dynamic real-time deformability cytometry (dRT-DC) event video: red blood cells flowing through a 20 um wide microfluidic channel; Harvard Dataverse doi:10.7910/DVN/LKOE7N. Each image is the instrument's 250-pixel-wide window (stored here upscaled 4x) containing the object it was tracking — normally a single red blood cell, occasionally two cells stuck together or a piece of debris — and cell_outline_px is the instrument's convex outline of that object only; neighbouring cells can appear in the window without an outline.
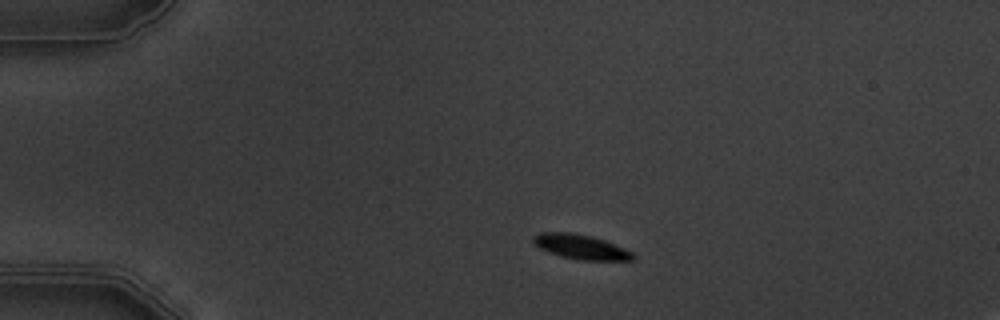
{"species": "common noctule bat (a hibernating species)", "species_latin": "Nyctalus noctula", "temperature_condition": "warm", "stored_images_in_passage": 4, "camera_frame_rate_fps": 3000, "um_per_image_px": 0.085, "animal": {"sex": "male", "body_mass_g": 19.5, "forearm_length_mm": 54.6}, "frame": {"image": 1, "passage_image": 2, "time_ms": 1.333, "image_size_px": [1000, 320], "cell_outline_px": [[636, 260], [576, 260], [560, 256], [548, 252], [540, 248], [532, 240], [532, 236], [540, 232], [572, 232], [592, 236], [604, 240], [624, 248], [632, 252], [636, 256]], "centroid_in_image_um": [49.37, 20.98], "position_along_channel_um": 35.6, "area_um2": 14.45}}
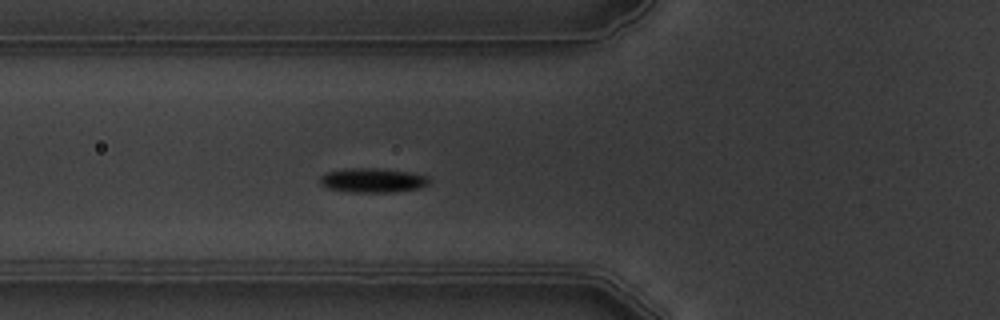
{"frame": {"image": 2, "passage_image": 4, "time_ms": 4.333, "image_size_px": [1000, 320], "cell_outline_px": [[428, 184], [420, 188], [396, 192], [352, 192], [328, 188], [320, 184], [320, 176], [324, 172], [348, 168], [380, 168], [408, 172], [428, 176]], "centroid_in_image_um": [31.65, 15.32], "position_along_channel_um": 94.1, "area_um2": 15.55}}